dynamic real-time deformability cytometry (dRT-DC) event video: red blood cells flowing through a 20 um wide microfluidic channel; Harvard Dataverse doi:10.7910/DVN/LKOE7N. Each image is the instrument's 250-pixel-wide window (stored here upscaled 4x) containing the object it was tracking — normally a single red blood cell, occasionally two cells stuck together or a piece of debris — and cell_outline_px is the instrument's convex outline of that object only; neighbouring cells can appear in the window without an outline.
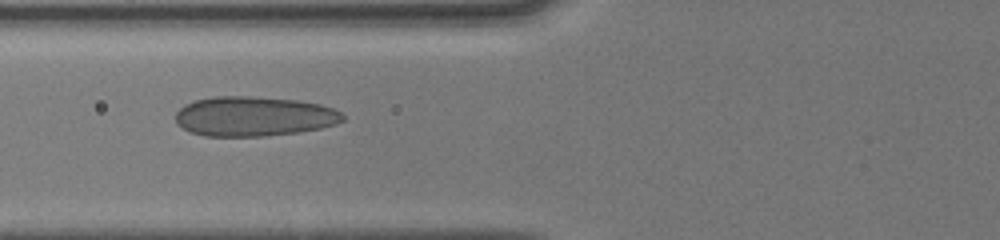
{"species": "human", "species_latin": "Homo sapiens", "temperature_condition": "cold", "stored_images_in_passage": 11, "camera_frame_rate_fps": 3000, "um_per_image_px": 0.085, "donor": {"sex": "male"}, "frame": {"image": 1, "passage_image": 10, "time_ms": 6.667, "image_size_px": [1000, 240], "cell_outline_px": [[344, 120], [336, 124], [320, 128], [300, 132], [264, 136], [204, 136], [188, 132], [176, 124], [176, 112], [184, 104], [196, 100], [212, 96], [252, 96], [296, 100], [320, 104], [332, 108], [340, 112], [344, 116]], "centroid_in_image_um": [21.55, 9.89], "position_along_channel_um": 104.3, "area_um2": 38.96}}